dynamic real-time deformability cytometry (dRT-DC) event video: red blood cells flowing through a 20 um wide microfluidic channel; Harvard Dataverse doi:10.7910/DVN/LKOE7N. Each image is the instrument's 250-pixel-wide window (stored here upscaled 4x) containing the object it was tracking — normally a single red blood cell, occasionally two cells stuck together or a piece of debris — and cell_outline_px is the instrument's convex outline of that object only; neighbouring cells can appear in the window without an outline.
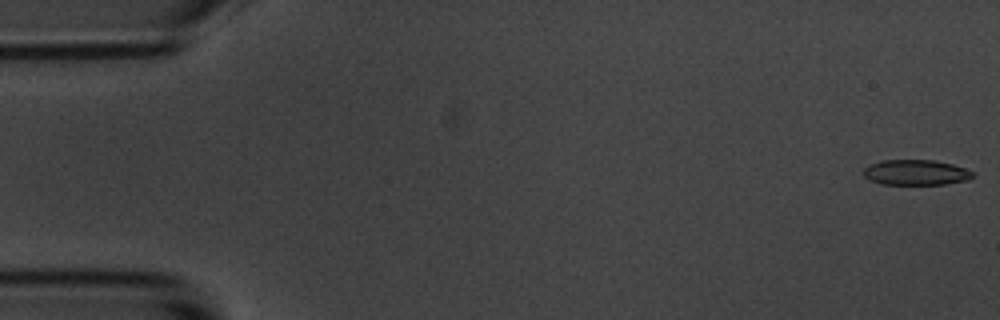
{"species": "common noctule bat (a hibernating species)", "species_latin": "Nyctalus noctula", "temperature_condition": "room temperature", "stored_images_in_passage": 6, "camera_frame_rate_fps": 3000, "um_per_image_px": 0.085, "animal": {"sex": "male", "body_mass_g": 20.1, "forearm_length_mm": 53.5}, "frame": {"image": 1, "passage_image": 1, "time_ms": 0.0, "image_size_px": [1000, 320], "cell_outline_px": [[976, 176], [968, 180], [944, 184], [880, 184], [868, 180], [860, 172], [868, 164], [880, 160], [936, 160], [952, 164], [964, 168], [972, 172]], "centroid_in_image_um": [77.79, 14.65], "position_along_channel_um": 7.2, "area_um2": 16.42}}
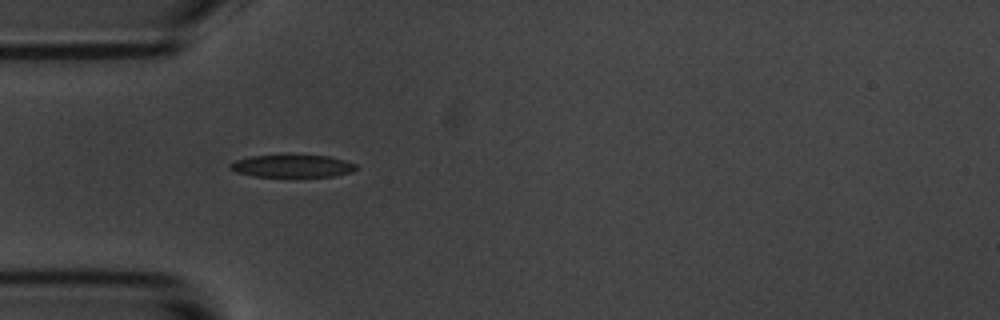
{"frame": {"image": 2, "passage_image": 5, "time_ms": 5.333, "image_size_px": [1000, 320], "cell_outline_px": [[360, 168], [352, 172], [332, 176], [252, 176], [236, 172], [228, 168], [228, 164], [236, 160], [252, 156], [328, 156], [344, 160], [356, 164]], "centroid_in_image_um": [24.85, 14.12], "position_along_channel_um": 60.2, "area_um2": 16.24}}